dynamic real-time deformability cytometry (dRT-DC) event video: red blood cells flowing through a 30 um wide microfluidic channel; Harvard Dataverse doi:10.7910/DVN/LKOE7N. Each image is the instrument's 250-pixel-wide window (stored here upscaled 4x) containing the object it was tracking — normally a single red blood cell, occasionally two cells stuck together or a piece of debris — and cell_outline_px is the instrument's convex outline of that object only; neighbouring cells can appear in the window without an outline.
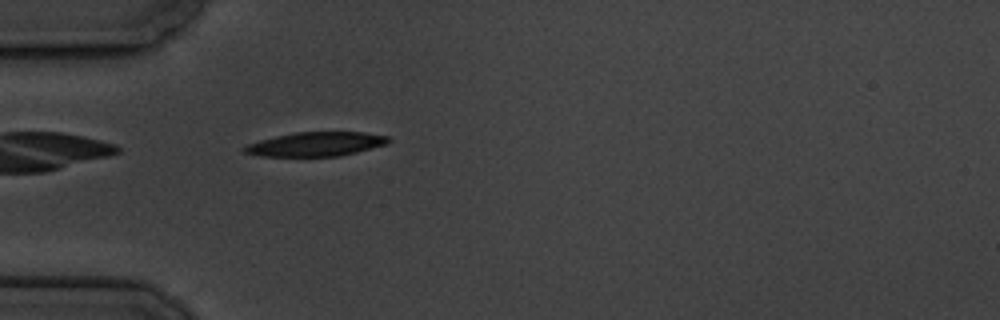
{"species": "common noctule bat (a hibernating species)", "species_latin": "Nyctalus noctula", "temperature_condition": "cold", "stored_images_in_passage": 4, "camera_frame_rate_fps": 3000, "um_per_image_px": 0.085, "animal": {"sex": "male", "body_mass_g": 19.5, "forearm_length_mm": 54.6}, "frame": {"image": 1, "passage_image": 4, "time_ms": 4.333, "image_size_px": [1000, 320], "cell_outline_px": [[392, 140], [388, 144], [340, 156], [264, 156], [244, 152], [240, 148], [248, 144], [260, 140], [276, 136], [296, 132], [364, 132], [388, 136]], "centroid_in_image_um": [26.89, 12.25], "position_along_channel_um": 58.1, "area_um2": 20.23}}